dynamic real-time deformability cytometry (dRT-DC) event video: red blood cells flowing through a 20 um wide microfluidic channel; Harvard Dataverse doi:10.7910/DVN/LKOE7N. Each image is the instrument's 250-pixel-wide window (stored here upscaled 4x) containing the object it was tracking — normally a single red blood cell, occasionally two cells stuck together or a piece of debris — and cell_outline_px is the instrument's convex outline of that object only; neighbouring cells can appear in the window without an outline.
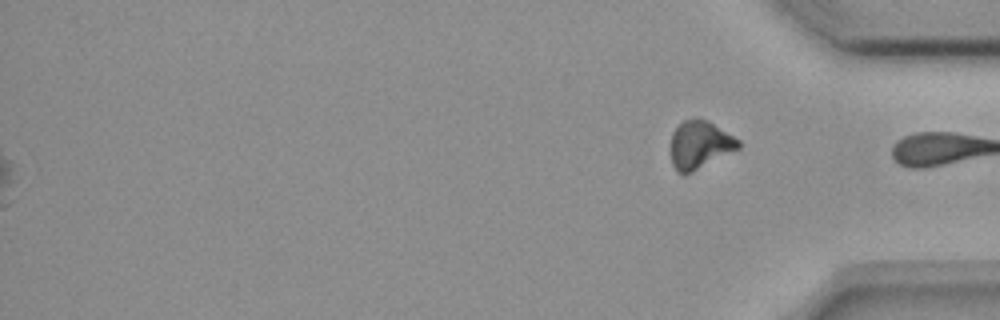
{"species": "common noctule bat (a hibernating species)", "species_latin": "Nyctalus noctula", "temperature_condition": "room temperature", "stored_images_in_passage": 41, "segment_of_instrument_passage": [2, 2], "camera_frame_rate_fps": 3000, "um_per_image_px": 0.085, "animal": {"sex": "female", "body_mass_g": 18.4}, "frame": {"image": 1, "passage_image": 41, "time_ms": 13.333, "image_size_px": [1000, 320], "cell_outline_px": [[740, 148], [684, 176], [676, 172], [672, 164], [672, 132], [684, 120], [696, 116], [708, 120], [740, 140]], "centroid_in_image_um": [59.48, 12.3], "position_along_channel_um": 375.7, "area_um2": 19.02}}